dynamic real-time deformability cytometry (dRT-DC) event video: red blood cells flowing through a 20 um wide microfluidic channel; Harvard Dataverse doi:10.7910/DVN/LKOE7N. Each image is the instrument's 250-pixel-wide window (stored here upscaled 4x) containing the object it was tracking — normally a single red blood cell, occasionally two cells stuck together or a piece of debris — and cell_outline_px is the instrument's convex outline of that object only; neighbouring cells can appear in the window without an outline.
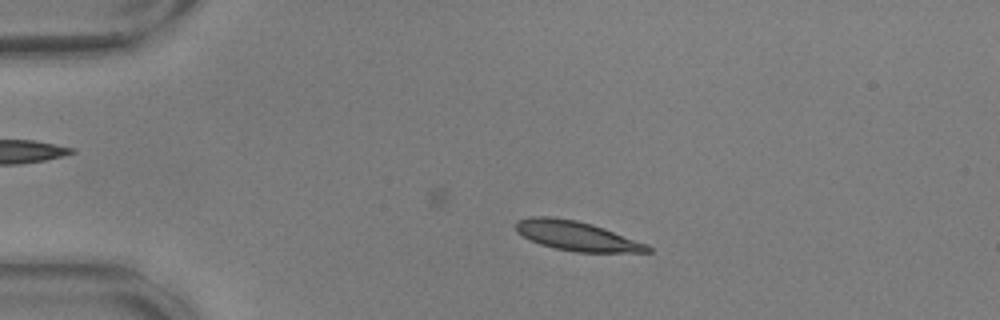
{"species": "common noctule bat (a hibernating species)", "species_latin": "Nyctalus noctula", "temperature_condition": "warm", "stored_images_in_passage": 20, "camera_frame_rate_fps": 3000, "um_per_image_px": 0.085, "animal": {"sex": "male", "body_mass_g": 17.9, "forearm_length_mm": 54.2}, "frame": {"image": 1, "passage_image": 10, "time_ms": 3.0, "image_size_px": [1000, 320], "cell_outline_px": [[652, 252], [576, 252], [556, 248], [540, 244], [516, 232], [516, 220], [528, 216], [552, 216], [576, 220], [592, 224], [604, 228], [648, 244], [652, 248]], "centroid_in_image_um": [49.01, 20.04], "position_along_channel_um": 36.0, "area_um2": 22.66}}
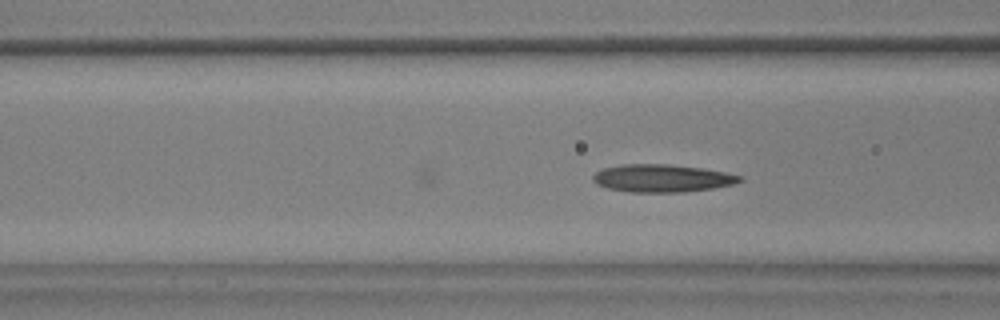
{"frame": {"image": 2, "passage_image": 20, "time_ms": 6.333, "image_size_px": [1000, 320], "cell_outline_px": [[744, 180], [732, 184], [712, 188], [684, 192], [628, 192], [608, 188], [596, 184], [592, 180], [592, 176], [596, 172], [604, 168], [620, 164], [668, 164], [700, 168], [724, 172], [744, 176]], "centroid_in_image_um": [56.26, 15.15], "position_along_channel_um": 110.3, "area_um2": 23.7}}